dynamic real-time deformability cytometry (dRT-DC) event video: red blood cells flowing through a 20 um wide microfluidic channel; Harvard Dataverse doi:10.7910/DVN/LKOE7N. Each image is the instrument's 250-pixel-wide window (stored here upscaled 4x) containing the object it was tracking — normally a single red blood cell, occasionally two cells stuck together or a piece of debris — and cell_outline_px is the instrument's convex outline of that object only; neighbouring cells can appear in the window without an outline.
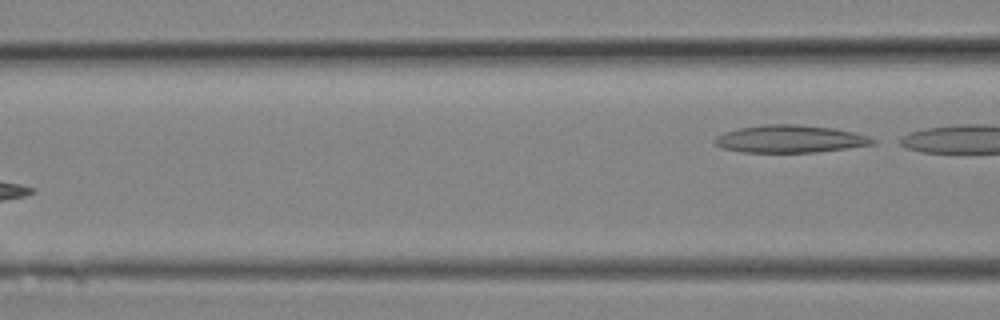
{"species": "Egyptian fruit bat (a non-hibernating species)", "species_latin": "Rousettus aegyptiacus", "temperature_condition": "room temperature", "stored_images_in_passage": 8, "segment_of_instrument_passage": [2, 2], "camera_frame_rate_fps": 3000, "um_per_image_px": 0.085, "animal": {"sex": "female"}, "frame": {"image": 1, "passage_image": 8, "time_ms": 2.333, "image_size_px": [1000, 320], "cell_outline_px": [[876, 144], [848, 148], [816, 152], [740, 152], [724, 148], [716, 144], [712, 140], [716, 136], [724, 132], [740, 128], [764, 124], [796, 124], [832, 128], [856, 132], [868, 136], [876, 140]], "centroid_in_image_um": [67.17, 11.81], "position_along_channel_um": 99.4, "area_um2": 25.37}}